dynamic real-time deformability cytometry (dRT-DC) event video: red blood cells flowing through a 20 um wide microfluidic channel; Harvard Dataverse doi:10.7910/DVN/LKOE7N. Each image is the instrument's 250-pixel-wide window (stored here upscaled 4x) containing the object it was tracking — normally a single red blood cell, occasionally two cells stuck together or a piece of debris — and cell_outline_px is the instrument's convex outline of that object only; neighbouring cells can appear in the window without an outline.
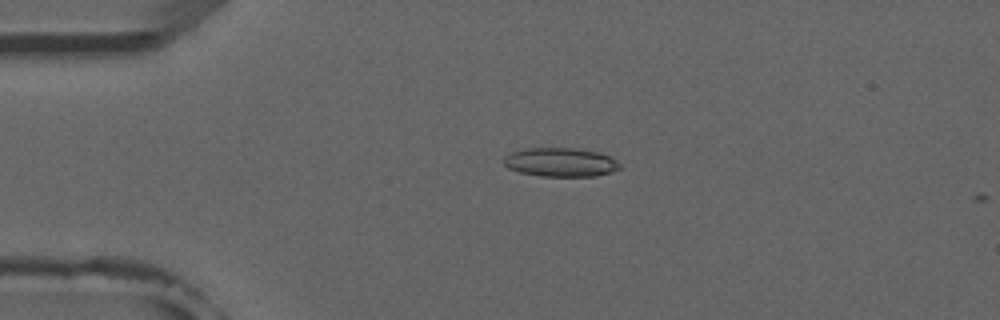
{"species": "common noctule bat (a hibernating species)", "species_latin": "Nyctalus noctula", "temperature_condition": "room temperature", "stored_images_in_passage": 5, "camera_frame_rate_fps": 3000, "um_per_image_px": 0.085, "animal": {"sex": "male", "forearm_length_mm": 52.5}, "frame": {"image": 1, "passage_image": 4, "time_ms": 1.0, "image_size_px": [1000, 320], "cell_outline_px": [[620, 168], [612, 172], [596, 176], [540, 176], [520, 172], [508, 168], [504, 164], [504, 156], [512, 152], [528, 148], [572, 148], [600, 152], [616, 160], [620, 164]], "centroid_in_image_um": [47.66, 13.79], "position_along_channel_um": 37.3, "area_um2": 19.48}}